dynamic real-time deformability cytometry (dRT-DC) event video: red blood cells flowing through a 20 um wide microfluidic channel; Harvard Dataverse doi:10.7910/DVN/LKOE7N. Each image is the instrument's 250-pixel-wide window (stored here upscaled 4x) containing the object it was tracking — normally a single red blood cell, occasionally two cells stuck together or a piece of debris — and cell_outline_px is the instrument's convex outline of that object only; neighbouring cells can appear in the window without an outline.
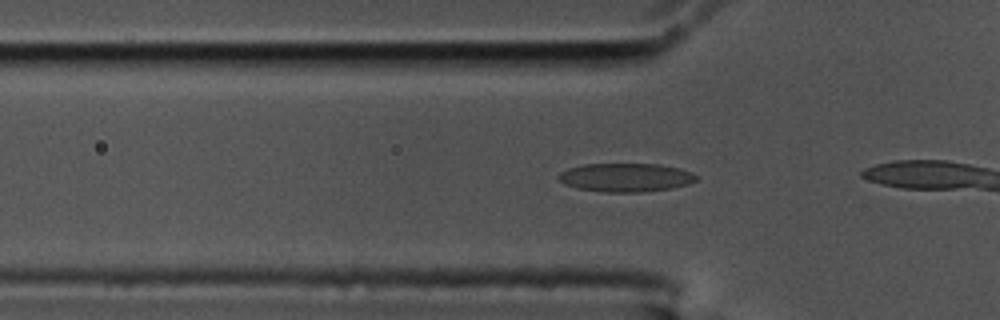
{"species": "common noctule bat (a hibernating species)", "species_latin": "Nyctalus noctula", "temperature_condition": "cold", "stored_images_in_passage": 22, "camera_frame_rate_fps": 3000, "um_per_image_px": 0.085, "animal": {"sex": "male", "body_mass_g": 17.5, "forearm_length_mm": 52.3}, "frame": {"image": 1, "passage_image": 7, "time_ms": 2.0, "image_size_px": [1000, 320], "cell_outline_px": [[696, 180], [688, 184], [672, 188], [640, 192], [604, 192], [576, 188], [564, 184], [556, 176], [560, 172], [568, 168], [584, 164], [660, 164], [680, 168], [692, 172], [696, 176]], "centroid_in_image_um": [53.17, 15.08], "position_along_channel_um": 72.6, "area_um2": 23.0}}